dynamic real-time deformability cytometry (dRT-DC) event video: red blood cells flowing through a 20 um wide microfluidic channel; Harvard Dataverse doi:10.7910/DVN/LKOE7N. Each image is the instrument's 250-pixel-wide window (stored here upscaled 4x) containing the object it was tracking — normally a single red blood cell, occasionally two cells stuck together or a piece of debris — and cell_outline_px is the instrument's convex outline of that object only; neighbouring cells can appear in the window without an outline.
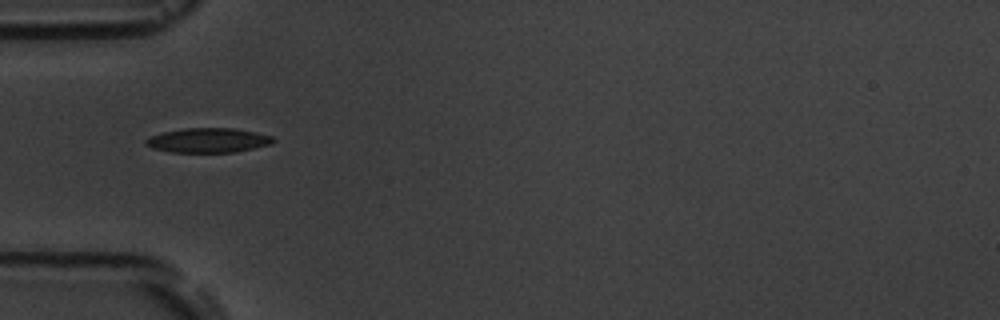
{"species": "common noctule bat (a hibernating species)", "species_latin": "Nyctalus noctula", "temperature_condition": "room temperature", "stored_images_in_passage": 2, "camera_frame_rate_fps": 3000, "um_per_image_px": 0.085, "animal": {"sex": "male", "body_mass_g": 19.5, "forearm_length_mm": 54.6}, "frame": {"image": 1, "passage_image": 1, "time_ms": 0.0, "image_size_px": [1000, 320], "cell_outline_px": [[276, 140], [272, 144], [236, 152], [172, 152], [152, 148], [144, 144], [144, 140], [152, 136], [164, 132], [184, 128], [236, 128], [256, 132], [272, 136]], "centroid_in_image_um": [17.72, 11.92], "position_along_channel_um": 67.3, "area_um2": 18.26}}
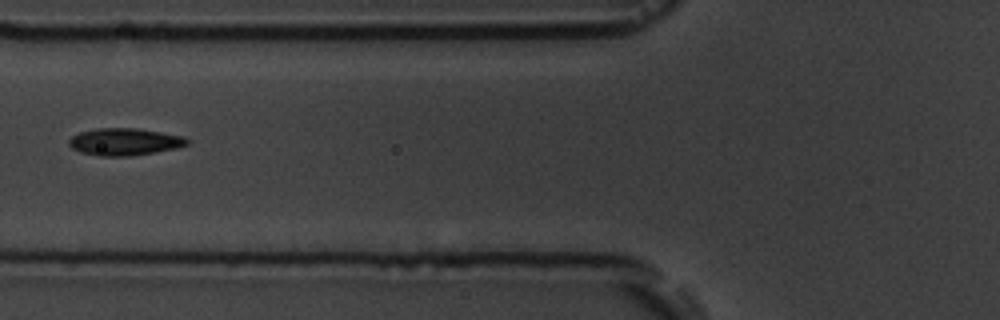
{"frame": {"image": 2, "passage_image": 2, "time_ms": 1.333, "image_size_px": [1000, 320], "cell_outline_px": [[188, 144], [176, 148], [156, 152], [132, 156], [96, 156], [80, 152], [72, 148], [68, 144], [68, 140], [72, 136], [80, 132], [96, 128], [136, 128], [184, 136], [188, 140]], "centroid_in_image_um": [10.56, 12.06], "position_along_channel_um": 115.2, "area_um2": 18.79}}